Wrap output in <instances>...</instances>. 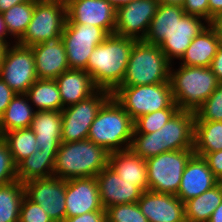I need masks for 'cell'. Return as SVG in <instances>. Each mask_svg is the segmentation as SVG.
I'll list each match as a JSON object with an SVG mask.
<instances>
[{
  "label": "cell",
  "instance_id": "cell-1",
  "mask_svg": "<svg viewBox=\"0 0 222 222\" xmlns=\"http://www.w3.org/2000/svg\"><path fill=\"white\" fill-rule=\"evenodd\" d=\"M135 42L132 38L109 34L94 48L85 71L98 89L113 93L121 85Z\"/></svg>",
  "mask_w": 222,
  "mask_h": 222
},
{
  "label": "cell",
  "instance_id": "cell-2",
  "mask_svg": "<svg viewBox=\"0 0 222 222\" xmlns=\"http://www.w3.org/2000/svg\"><path fill=\"white\" fill-rule=\"evenodd\" d=\"M195 113L179 110L164 126L152 133H133L130 149L142 159L163 152L193 149Z\"/></svg>",
  "mask_w": 222,
  "mask_h": 222
},
{
  "label": "cell",
  "instance_id": "cell-3",
  "mask_svg": "<svg viewBox=\"0 0 222 222\" xmlns=\"http://www.w3.org/2000/svg\"><path fill=\"white\" fill-rule=\"evenodd\" d=\"M174 65L171 64L169 76L173 100L181 111L195 113L220 81L210 67Z\"/></svg>",
  "mask_w": 222,
  "mask_h": 222
},
{
  "label": "cell",
  "instance_id": "cell-4",
  "mask_svg": "<svg viewBox=\"0 0 222 222\" xmlns=\"http://www.w3.org/2000/svg\"><path fill=\"white\" fill-rule=\"evenodd\" d=\"M109 153L89 139L62 142L54 164V177L63 180L98 175L108 165Z\"/></svg>",
  "mask_w": 222,
  "mask_h": 222
},
{
  "label": "cell",
  "instance_id": "cell-5",
  "mask_svg": "<svg viewBox=\"0 0 222 222\" xmlns=\"http://www.w3.org/2000/svg\"><path fill=\"white\" fill-rule=\"evenodd\" d=\"M133 132L134 120L111 96L98 111L87 139L111 153L130 149Z\"/></svg>",
  "mask_w": 222,
  "mask_h": 222
},
{
  "label": "cell",
  "instance_id": "cell-6",
  "mask_svg": "<svg viewBox=\"0 0 222 222\" xmlns=\"http://www.w3.org/2000/svg\"><path fill=\"white\" fill-rule=\"evenodd\" d=\"M171 64L159 45L136 41L120 86L169 82Z\"/></svg>",
  "mask_w": 222,
  "mask_h": 222
},
{
  "label": "cell",
  "instance_id": "cell-7",
  "mask_svg": "<svg viewBox=\"0 0 222 222\" xmlns=\"http://www.w3.org/2000/svg\"><path fill=\"white\" fill-rule=\"evenodd\" d=\"M112 96L134 121L143 115L169 108L174 103L170 82L119 86Z\"/></svg>",
  "mask_w": 222,
  "mask_h": 222
},
{
  "label": "cell",
  "instance_id": "cell-8",
  "mask_svg": "<svg viewBox=\"0 0 222 222\" xmlns=\"http://www.w3.org/2000/svg\"><path fill=\"white\" fill-rule=\"evenodd\" d=\"M193 149L163 152L146 159L148 190L177 195L182 175Z\"/></svg>",
  "mask_w": 222,
  "mask_h": 222
},
{
  "label": "cell",
  "instance_id": "cell-9",
  "mask_svg": "<svg viewBox=\"0 0 222 222\" xmlns=\"http://www.w3.org/2000/svg\"><path fill=\"white\" fill-rule=\"evenodd\" d=\"M66 19L65 0H35L32 19L17 43L32 47L58 37L63 33Z\"/></svg>",
  "mask_w": 222,
  "mask_h": 222
},
{
  "label": "cell",
  "instance_id": "cell-10",
  "mask_svg": "<svg viewBox=\"0 0 222 222\" xmlns=\"http://www.w3.org/2000/svg\"><path fill=\"white\" fill-rule=\"evenodd\" d=\"M112 96L107 90L98 89L88 98L61 110L62 142H75L87 139L89 129L98 111Z\"/></svg>",
  "mask_w": 222,
  "mask_h": 222
},
{
  "label": "cell",
  "instance_id": "cell-11",
  "mask_svg": "<svg viewBox=\"0 0 222 222\" xmlns=\"http://www.w3.org/2000/svg\"><path fill=\"white\" fill-rule=\"evenodd\" d=\"M0 78L16 94H26L38 79L32 48L18 43L9 45L0 67Z\"/></svg>",
  "mask_w": 222,
  "mask_h": 222
},
{
  "label": "cell",
  "instance_id": "cell-12",
  "mask_svg": "<svg viewBox=\"0 0 222 222\" xmlns=\"http://www.w3.org/2000/svg\"><path fill=\"white\" fill-rule=\"evenodd\" d=\"M108 34L90 24H65L62 42L70 69L85 70L94 48L101 44Z\"/></svg>",
  "mask_w": 222,
  "mask_h": 222
},
{
  "label": "cell",
  "instance_id": "cell-13",
  "mask_svg": "<svg viewBox=\"0 0 222 222\" xmlns=\"http://www.w3.org/2000/svg\"><path fill=\"white\" fill-rule=\"evenodd\" d=\"M159 0H133L116 9L114 34L144 41Z\"/></svg>",
  "mask_w": 222,
  "mask_h": 222
},
{
  "label": "cell",
  "instance_id": "cell-14",
  "mask_svg": "<svg viewBox=\"0 0 222 222\" xmlns=\"http://www.w3.org/2000/svg\"><path fill=\"white\" fill-rule=\"evenodd\" d=\"M66 180L58 177L33 179L24 183L25 196L38 204L54 222H64Z\"/></svg>",
  "mask_w": 222,
  "mask_h": 222
},
{
  "label": "cell",
  "instance_id": "cell-15",
  "mask_svg": "<svg viewBox=\"0 0 222 222\" xmlns=\"http://www.w3.org/2000/svg\"><path fill=\"white\" fill-rule=\"evenodd\" d=\"M65 24H92L114 34L116 8L107 0H65Z\"/></svg>",
  "mask_w": 222,
  "mask_h": 222
},
{
  "label": "cell",
  "instance_id": "cell-16",
  "mask_svg": "<svg viewBox=\"0 0 222 222\" xmlns=\"http://www.w3.org/2000/svg\"><path fill=\"white\" fill-rule=\"evenodd\" d=\"M65 205L66 217L79 216L92 211H106L100 202L96 177L66 180Z\"/></svg>",
  "mask_w": 222,
  "mask_h": 222
},
{
  "label": "cell",
  "instance_id": "cell-17",
  "mask_svg": "<svg viewBox=\"0 0 222 222\" xmlns=\"http://www.w3.org/2000/svg\"><path fill=\"white\" fill-rule=\"evenodd\" d=\"M209 24L208 21L201 17L184 14L180 20H177L170 33L159 44L167 59L171 63H174L175 60H180L192 43V40Z\"/></svg>",
  "mask_w": 222,
  "mask_h": 222
},
{
  "label": "cell",
  "instance_id": "cell-18",
  "mask_svg": "<svg viewBox=\"0 0 222 222\" xmlns=\"http://www.w3.org/2000/svg\"><path fill=\"white\" fill-rule=\"evenodd\" d=\"M137 203L149 222H186L185 205L176 195L147 190Z\"/></svg>",
  "mask_w": 222,
  "mask_h": 222
},
{
  "label": "cell",
  "instance_id": "cell-19",
  "mask_svg": "<svg viewBox=\"0 0 222 222\" xmlns=\"http://www.w3.org/2000/svg\"><path fill=\"white\" fill-rule=\"evenodd\" d=\"M95 177L103 209L119 204L136 203L143 193L132 182L122 180L108 165Z\"/></svg>",
  "mask_w": 222,
  "mask_h": 222
},
{
  "label": "cell",
  "instance_id": "cell-20",
  "mask_svg": "<svg viewBox=\"0 0 222 222\" xmlns=\"http://www.w3.org/2000/svg\"><path fill=\"white\" fill-rule=\"evenodd\" d=\"M31 48L35 57V70L38 79L55 80L64 71L70 69L62 35L47 39Z\"/></svg>",
  "mask_w": 222,
  "mask_h": 222
},
{
  "label": "cell",
  "instance_id": "cell-21",
  "mask_svg": "<svg viewBox=\"0 0 222 222\" xmlns=\"http://www.w3.org/2000/svg\"><path fill=\"white\" fill-rule=\"evenodd\" d=\"M219 182L207 161L194 154L186 164L176 196L184 203L213 188Z\"/></svg>",
  "mask_w": 222,
  "mask_h": 222
},
{
  "label": "cell",
  "instance_id": "cell-22",
  "mask_svg": "<svg viewBox=\"0 0 222 222\" xmlns=\"http://www.w3.org/2000/svg\"><path fill=\"white\" fill-rule=\"evenodd\" d=\"M62 101V109L88 98L98 88L85 70L69 69L55 79Z\"/></svg>",
  "mask_w": 222,
  "mask_h": 222
},
{
  "label": "cell",
  "instance_id": "cell-23",
  "mask_svg": "<svg viewBox=\"0 0 222 222\" xmlns=\"http://www.w3.org/2000/svg\"><path fill=\"white\" fill-rule=\"evenodd\" d=\"M61 126V111H36L30 128L35 133L37 149L58 152L62 143Z\"/></svg>",
  "mask_w": 222,
  "mask_h": 222
},
{
  "label": "cell",
  "instance_id": "cell-24",
  "mask_svg": "<svg viewBox=\"0 0 222 222\" xmlns=\"http://www.w3.org/2000/svg\"><path fill=\"white\" fill-rule=\"evenodd\" d=\"M108 166L121 178L132 182L142 191L148 190L147 163L145 159L136 155L131 149L109 153Z\"/></svg>",
  "mask_w": 222,
  "mask_h": 222
},
{
  "label": "cell",
  "instance_id": "cell-25",
  "mask_svg": "<svg viewBox=\"0 0 222 222\" xmlns=\"http://www.w3.org/2000/svg\"><path fill=\"white\" fill-rule=\"evenodd\" d=\"M219 47L217 31L209 24L197 35L178 62L179 65L210 67Z\"/></svg>",
  "mask_w": 222,
  "mask_h": 222
},
{
  "label": "cell",
  "instance_id": "cell-26",
  "mask_svg": "<svg viewBox=\"0 0 222 222\" xmlns=\"http://www.w3.org/2000/svg\"><path fill=\"white\" fill-rule=\"evenodd\" d=\"M35 112L26 94H16L0 117V136L12 130L30 128Z\"/></svg>",
  "mask_w": 222,
  "mask_h": 222
},
{
  "label": "cell",
  "instance_id": "cell-27",
  "mask_svg": "<svg viewBox=\"0 0 222 222\" xmlns=\"http://www.w3.org/2000/svg\"><path fill=\"white\" fill-rule=\"evenodd\" d=\"M57 152H43L36 149L17 165V178L25 183L33 179L53 176Z\"/></svg>",
  "mask_w": 222,
  "mask_h": 222
},
{
  "label": "cell",
  "instance_id": "cell-28",
  "mask_svg": "<svg viewBox=\"0 0 222 222\" xmlns=\"http://www.w3.org/2000/svg\"><path fill=\"white\" fill-rule=\"evenodd\" d=\"M222 202V182L184 202L186 222H208Z\"/></svg>",
  "mask_w": 222,
  "mask_h": 222
},
{
  "label": "cell",
  "instance_id": "cell-29",
  "mask_svg": "<svg viewBox=\"0 0 222 222\" xmlns=\"http://www.w3.org/2000/svg\"><path fill=\"white\" fill-rule=\"evenodd\" d=\"M184 14L182 6L159 3L144 42L159 45Z\"/></svg>",
  "mask_w": 222,
  "mask_h": 222
},
{
  "label": "cell",
  "instance_id": "cell-30",
  "mask_svg": "<svg viewBox=\"0 0 222 222\" xmlns=\"http://www.w3.org/2000/svg\"><path fill=\"white\" fill-rule=\"evenodd\" d=\"M36 111H61L62 101L55 80L37 79L26 92Z\"/></svg>",
  "mask_w": 222,
  "mask_h": 222
},
{
  "label": "cell",
  "instance_id": "cell-31",
  "mask_svg": "<svg viewBox=\"0 0 222 222\" xmlns=\"http://www.w3.org/2000/svg\"><path fill=\"white\" fill-rule=\"evenodd\" d=\"M194 153L222 150V121H195Z\"/></svg>",
  "mask_w": 222,
  "mask_h": 222
},
{
  "label": "cell",
  "instance_id": "cell-32",
  "mask_svg": "<svg viewBox=\"0 0 222 222\" xmlns=\"http://www.w3.org/2000/svg\"><path fill=\"white\" fill-rule=\"evenodd\" d=\"M24 196V183L19 180L0 186V222H19Z\"/></svg>",
  "mask_w": 222,
  "mask_h": 222
},
{
  "label": "cell",
  "instance_id": "cell-33",
  "mask_svg": "<svg viewBox=\"0 0 222 222\" xmlns=\"http://www.w3.org/2000/svg\"><path fill=\"white\" fill-rule=\"evenodd\" d=\"M35 8V0L12 6L2 13L10 37L17 43L26 32Z\"/></svg>",
  "mask_w": 222,
  "mask_h": 222
},
{
  "label": "cell",
  "instance_id": "cell-34",
  "mask_svg": "<svg viewBox=\"0 0 222 222\" xmlns=\"http://www.w3.org/2000/svg\"><path fill=\"white\" fill-rule=\"evenodd\" d=\"M2 138L7 142L16 166L37 149L36 136L31 128L5 132Z\"/></svg>",
  "mask_w": 222,
  "mask_h": 222
},
{
  "label": "cell",
  "instance_id": "cell-35",
  "mask_svg": "<svg viewBox=\"0 0 222 222\" xmlns=\"http://www.w3.org/2000/svg\"><path fill=\"white\" fill-rule=\"evenodd\" d=\"M179 110L174 102L169 108L143 115L134 121L133 133L155 132L164 126Z\"/></svg>",
  "mask_w": 222,
  "mask_h": 222
},
{
  "label": "cell",
  "instance_id": "cell-36",
  "mask_svg": "<svg viewBox=\"0 0 222 222\" xmlns=\"http://www.w3.org/2000/svg\"><path fill=\"white\" fill-rule=\"evenodd\" d=\"M105 210L107 222H149L137 202L114 205Z\"/></svg>",
  "mask_w": 222,
  "mask_h": 222
},
{
  "label": "cell",
  "instance_id": "cell-37",
  "mask_svg": "<svg viewBox=\"0 0 222 222\" xmlns=\"http://www.w3.org/2000/svg\"><path fill=\"white\" fill-rule=\"evenodd\" d=\"M195 121H222V82L195 112Z\"/></svg>",
  "mask_w": 222,
  "mask_h": 222
},
{
  "label": "cell",
  "instance_id": "cell-38",
  "mask_svg": "<svg viewBox=\"0 0 222 222\" xmlns=\"http://www.w3.org/2000/svg\"><path fill=\"white\" fill-rule=\"evenodd\" d=\"M16 180L17 166L13 162L7 142L0 136V186Z\"/></svg>",
  "mask_w": 222,
  "mask_h": 222
},
{
  "label": "cell",
  "instance_id": "cell-39",
  "mask_svg": "<svg viewBox=\"0 0 222 222\" xmlns=\"http://www.w3.org/2000/svg\"><path fill=\"white\" fill-rule=\"evenodd\" d=\"M19 222H54L52 218L41 208L40 205L33 203L24 196L21 208Z\"/></svg>",
  "mask_w": 222,
  "mask_h": 222
},
{
  "label": "cell",
  "instance_id": "cell-40",
  "mask_svg": "<svg viewBox=\"0 0 222 222\" xmlns=\"http://www.w3.org/2000/svg\"><path fill=\"white\" fill-rule=\"evenodd\" d=\"M182 7L185 14L198 16L209 22L208 0H185Z\"/></svg>",
  "mask_w": 222,
  "mask_h": 222
},
{
  "label": "cell",
  "instance_id": "cell-41",
  "mask_svg": "<svg viewBox=\"0 0 222 222\" xmlns=\"http://www.w3.org/2000/svg\"><path fill=\"white\" fill-rule=\"evenodd\" d=\"M195 155L203 157L214 176L222 182V150L212 153H195Z\"/></svg>",
  "mask_w": 222,
  "mask_h": 222
},
{
  "label": "cell",
  "instance_id": "cell-42",
  "mask_svg": "<svg viewBox=\"0 0 222 222\" xmlns=\"http://www.w3.org/2000/svg\"><path fill=\"white\" fill-rule=\"evenodd\" d=\"M64 222H107L106 211H92L79 216L66 217Z\"/></svg>",
  "mask_w": 222,
  "mask_h": 222
},
{
  "label": "cell",
  "instance_id": "cell-43",
  "mask_svg": "<svg viewBox=\"0 0 222 222\" xmlns=\"http://www.w3.org/2000/svg\"><path fill=\"white\" fill-rule=\"evenodd\" d=\"M15 95L16 93L0 78V117Z\"/></svg>",
  "mask_w": 222,
  "mask_h": 222
},
{
  "label": "cell",
  "instance_id": "cell-44",
  "mask_svg": "<svg viewBox=\"0 0 222 222\" xmlns=\"http://www.w3.org/2000/svg\"><path fill=\"white\" fill-rule=\"evenodd\" d=\"M212 72L215 74L216 78L222 82V47L219 45L217 53L212 60L210 66Z\"/></svg>",
  "mask_w": 222,
  "mask_h": 222
},
{
  "label": "cell",
  "instance_id": "cell-45",
  "mask_svg": "<svg viewBox=\"0 0 222 222\" xmlns=\"http://www.w3.org/2000/svg\"><path fill=\"white\" fill-rule=\"evenodd\" d=\"M209 4V23L222 11V0H208Z\"/></svg>",
  "mask_w": 222,
  "mask_h": 222
},
{
  "label": "cell",
  "instance_id": "cell-46",
  "mask_svg": "<svg viewBox=\"0 0 222 222\" xmlns=\"http://www.w3.org/2000/svg\"><path fill=\"white\" fill-rule=\"evenodd\" d=\"M0 40L7 43L8 45L16 43L9 35L3 15L0 13Z\"/></svg>",
  "mask_w": 222,
  "mask_h": 222
},
{
  "label": "cell",
  "instance_id": "cell-47",
  "mask_svg": "<svg viewBox=\"0 0 222 222\" xmlns=\"http://www.w3.org/2000/svg\"><path fill=\"white\" fill-rule=\"evenodd\" d=\"M32 0H0V13H4L7 10H9L12 6L23 3V2H28Z\"/></svg>",
  "mask_w": 222,
  "mask_h": 222
},
{
  "label": "cell",
  "instance_id": "cell-48",
  "mask_svg": "<svg viewBox=\"0 0 222 222\" xmlns=\"http://www.w3.org/2000/svg\"><path fill=\"white\" fill-rule=\"evenodd\" d=\"M208 222H222V202L214 210Z\"/></svg>",
  "mask_w": 222,
  "mask_h": 222
},
{
  "label": "cell",
  "instance_id": "cell-49",
  "mask_svg": "<svg viewBox=\"0 0 222 222\" xmlns=\"http://www.w3.org/2000/svg\"><path fill=\"white\" fill-rule=\"evenodd\" d=\"M210 25L214 29H222V11L213 18Z\"/></svg>",
  "mask_w": 222,
  "mask_h": 222
},
{
  "label": "cell",
  "instance_id": "cell-50",
  "mask_svg": "<svg viewBox=\"0 0 222 222\" xmlns=\"http://www.w3.org/2000/svg\"><path fill=\"white\" fill-rule=\"evenodd\" d=\"M8 47H9V45L7 43L0 40V67H1L2 62L4 60V56H5V53H6V50Z\"/></svg>",
  "mask_w": 222,
  "mask_h": 222
},
{
  "label": "cell",
  "instance_id": "cell-51",
  "mask_svg": "<svg viewBox=\"0 0 222 222\" xmlns=\"http://www.w3.org/2000/svg\"><path fill=\"white\" fill-rule=\"evenodd\" d=\"M185 0H159V3L168 5L183 6Z\"/></svg>",
  "mask_w": 222,
  "mask_h": 222
},
{
  "label": "cell",
  "instance_id": "cell-52",
  "mask_svg": "<svg viewBox=\"0 0 222 222\" xmlns=\"http://www.w3.org/2000/svg\"><path fill=\"white\" fill-rule=\"evenodd\" d=\"M107 1L112 3L115 6V8L117 9L120 6L126 5V4H128L129 2H131L133 0H107Z\"/></svg>",
  "mask_w": 222,
  "mask_h": 222
},
{
  "label": "cell",
  "instance_id": "cell-53",
  "mask_svg": "<svg viewBox=\"0 0 222 222\" xmlns=\"http://www.w3.org/2000/svg\"><path fill=\"white\" fill-rule=\"evenodd\" d=\"M219 37V45L222 47V29H215Z\"/></svg>",
  "mask_w": 222,
  "mask_h": 222
}]
</instances>
